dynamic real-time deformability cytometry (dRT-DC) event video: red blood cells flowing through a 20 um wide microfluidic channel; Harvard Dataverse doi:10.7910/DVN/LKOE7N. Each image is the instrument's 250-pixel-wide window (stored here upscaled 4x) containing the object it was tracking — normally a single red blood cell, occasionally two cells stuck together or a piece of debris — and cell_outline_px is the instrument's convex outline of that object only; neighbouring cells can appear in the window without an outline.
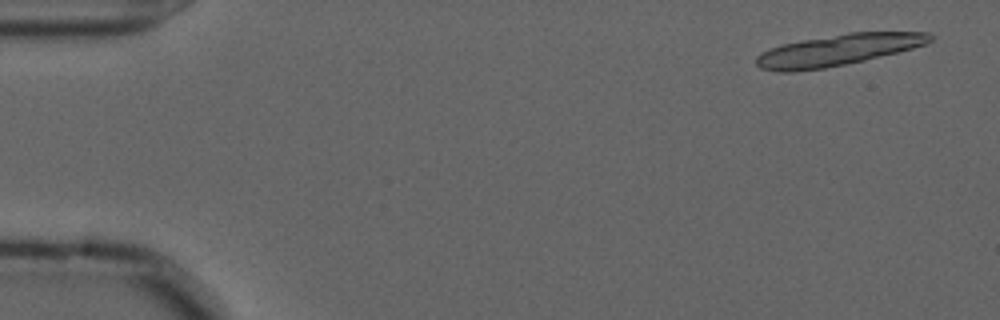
{"species": "common noctule bat (a hibernating species)", "species_latin": "Nyctalus noctula", "temperature_condition": "cold", "stored_images_in_passage": 19, "camera_frame_rate_fps": 3000, "um_per_image_px": 0.085, "animal": {"sex": "male", "forearm_length_mm": 52.5}, "frame": {"image": 1, "passage_image": 3, "time_ms": 0.667, "image_size_px": [1000, 320], "cell_outline_px": [[936, 36], [932, 40], [924, 44], [912, 48], [864, 60], [824, 68], [796, 72], [776, 72], [760, 68], [756, 64], [756, 56], [772, 48], [784, 44], [800, 40], [848, 32], [932, 32]], "centroid_in_image_um": [71.23, 4.25], "position_along_channel_um": 13.8, "area_um2": 31.56}}